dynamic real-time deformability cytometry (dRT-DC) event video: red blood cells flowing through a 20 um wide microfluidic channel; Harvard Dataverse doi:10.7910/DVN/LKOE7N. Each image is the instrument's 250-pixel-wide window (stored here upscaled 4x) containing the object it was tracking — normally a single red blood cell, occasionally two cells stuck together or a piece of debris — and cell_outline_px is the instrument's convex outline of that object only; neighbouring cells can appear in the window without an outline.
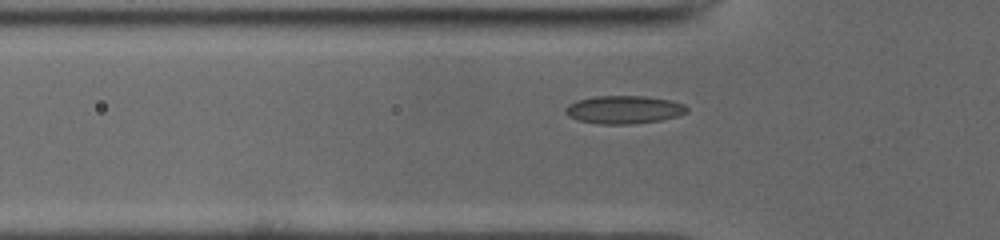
{"species": "common noctule bat (a hibernating species)", "species_latin": "Nyctalus noctula", "temperature_condition": "cold", "stored_images_in_passage": 37, "camera_frame_rate_fps": 3000, "um_per_image_px": 0.085, "animal": {"sex": "male", "body_mass_g": 19.0, "forearm_length_mm": 50.8}, "frame": {"image": 1, "passage_image": 6, "time_ms": 1.667, "image_size_px": [1000, 240], "cell_outline_px": [[688, 112], [676, 116], [660, 120], [628, 124], [600, 124], [580, 120], [568, 116], [564, 112], [564, 108], [568, 104], [576, 100], [596, 96], [644, 96], [672, 100], [684, 104], [688, 108]], "centroid_in_image_um": [53.02, 9.31], "position_along_channel_um": 72.8, "area_um2": 19.83}}
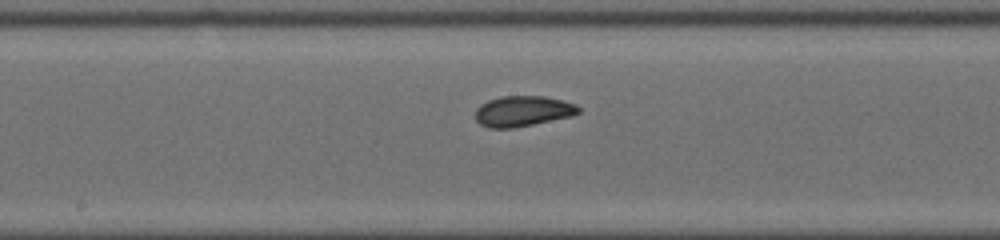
{"frame": {"image": 2, "passage_image": 16, "time_ms": 5.0, "image_size_px": [1000, 240], "cell_outline_px": [[580, 112], [572, 116], [512, 128], [488, 128], [480, 124], [476, 120], [476, 108], [480, 104], [488, 100], [504, 96], [544, 96], [576, 104], [580, 108]], "centroid_in_image_um": [44.42, 9.45], "position_along_channel_um": 203.8, "area_um2": 18.26}}
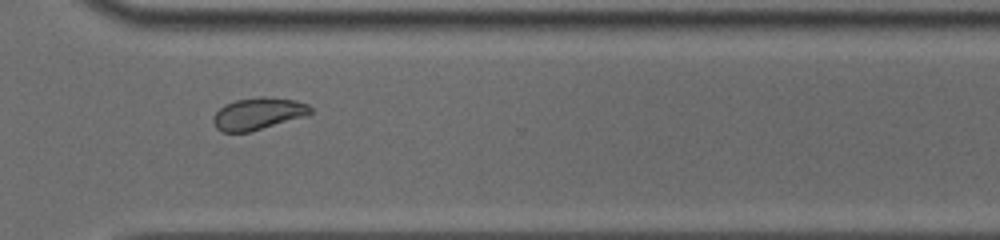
{"frame": {"image": 3, "passage_image": 27, "time_ms": 8.667, "image_size_px": [1000, 240], "cell_outline_px": [[312, 112], [300, 116], [248, 132], [224, 132], [216, 128], [212, 120], [212, 116], [224, 104], [236, 100], [260, 96], [264, 96], [296, 100], [308, 104], [312, 108]], "centroid_in_image_um": [21.87, 9.63], "position_along_channel_um": 348.7, "area_um2": 17.74}}